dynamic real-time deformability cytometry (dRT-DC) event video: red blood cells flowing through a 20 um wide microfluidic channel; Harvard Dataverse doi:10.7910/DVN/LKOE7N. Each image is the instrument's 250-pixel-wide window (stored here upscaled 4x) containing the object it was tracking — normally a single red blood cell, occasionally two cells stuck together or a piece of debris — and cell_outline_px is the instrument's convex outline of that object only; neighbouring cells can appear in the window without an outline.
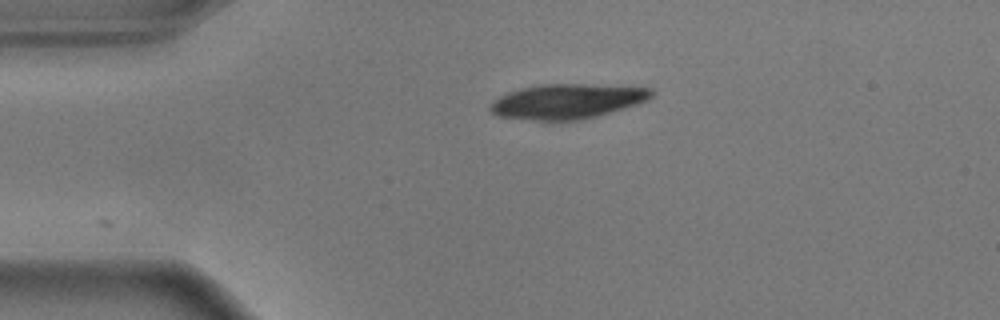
{"species": "common noctule bat (a hibernating species)", "species_latin": "Nyctalus noctula", "temperature_condition": "warm", "stored_images_in_passage": 14, "camera_frame_rate_fps": 3000, "um_per_image_px": 0.085, "animal": {"sex": "male", "body_mass_g": 17.9}, "frame": {"image": 1, "passage_image": 1, "time_ms": 0.0, "image_size_px": [1000, 320], "cell_outline_px": [[656, 92], [648, 100], [624, 108], [596, 116], [580, 120], [536, 120], [500, 116], [492, 112], [488, 108], [492, 100], [508, 92], [520, 88], [540, 84], [584, 84], [652, 88]], "centroid_in_image_um": [48.21, 8.6], "position_along_channel_um": 36.8, "area_um2": 32.6}}